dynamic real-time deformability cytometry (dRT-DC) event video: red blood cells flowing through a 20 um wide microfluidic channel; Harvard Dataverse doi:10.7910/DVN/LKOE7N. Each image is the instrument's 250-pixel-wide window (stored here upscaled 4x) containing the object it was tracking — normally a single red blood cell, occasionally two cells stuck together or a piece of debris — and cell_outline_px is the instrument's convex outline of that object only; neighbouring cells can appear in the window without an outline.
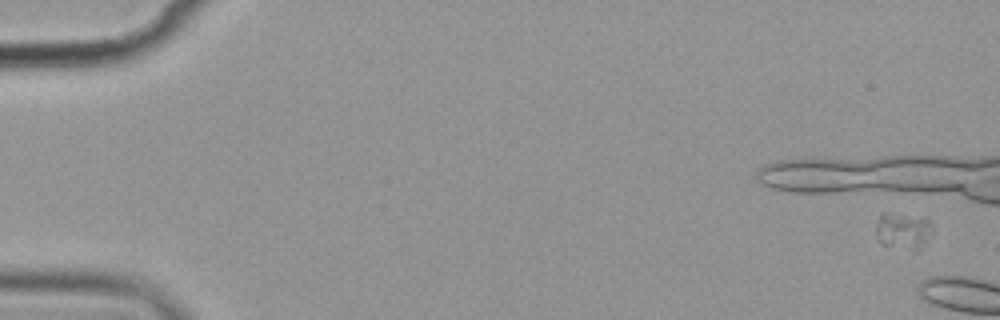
{"species": "common noctule bat (a hibernating species)", "species_latin": "Nyctalus noctula", "temperature_condition": "cold", "stored_images_in_passage": 17, "camera_frame_rate_fps": 3000, "um_per_image_px": 0.085, "animal": {"sex": "female", "body_mass_g": 19.9}, "frame": {"image": 1, "passage_image": 1, "time_ms": 0.0, "image_size_px": [1000, 320], "cell_outline_px": [[932, 232], [924, 244], [916, 252], [880, 244], [876, 236], [876, 224], [880, 212], [884, 212], [924, 216], [932, 224]], "centroid_in_image_um": [76.75, 19.61], "position_along_channel_um": 8.2, "area_um2": 12.54}}
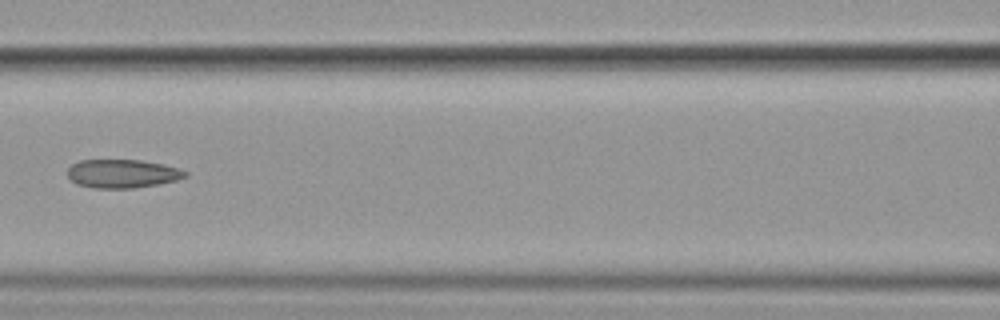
{"frame": {"image": 2, "passage_image": 10, "time_ms": 11.667, "image_size_px": [1000, 320], "cell_outline_px": [[188, 176], [176, 180], [156, 184], [132, 188], [96, 188], [76, 184], [68, 176], [68, 168], [72, 164], [80, 160], [140, 160], [180, 168], [188, 172]], "centroid_in_image_um": [10.4, 14.75], "position_along_channel_um": 156.2, "area_um2": 19.42}}
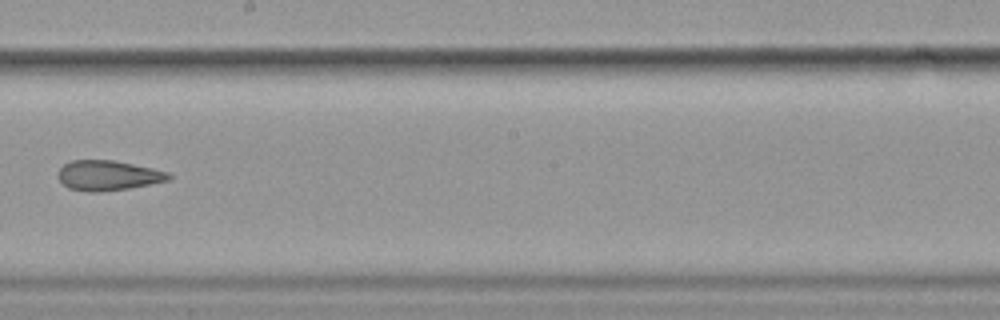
{"frame": {"image": 3, "passage_image": 12, "time_ms": 14.0, "image_size_px": [1000, 320], "cell_outline_px": [[172, 176], [168, 180], [128, 188], [96, 192], [92, 192], [68, 188], [60, 180], [60, 168], [64, 164], [72, 160], [112, 160], [152, 168], [168, 172]], "centroid_in_image_um": [9.18, 14.9], "position_along_channel_um": 239.0, "area_um2": 18.9}, "authors_computed_cell_mechanics": {"area_um2": 20.7502, "velocity_mm_per_s": 3.576, "shape_relaxation_time_tau1_ms": null, "shape_relaxation_time_tau2_ms": 2.3689, "deformation_change_tau1": null, "deformation_change_tau2": 0.0885}}